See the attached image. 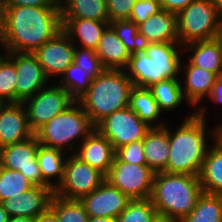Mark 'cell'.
Segmentation results:
<instances>
[{
    "label": "cell",
    "mask_w": 222,
    "mask_h": 222,
    "mask_svg": "<svg viewBox=\"0 0 222 222\" xmlns=\"http://www.w3.org/2000/svg\"><path fill=\"white\" fill-rule=\"evenodd\" d=\"M2 7L4 52L33 53L62 30L60 7Z\"/></svg>",
    "instance_id": "cell-1"
},
{
    "label": "cell",
    "mask_w": 222,
    "mask_h": 222,
    "mask_svg": "<svg viewBox=\"0 0 222 222\" xmlns=\"http://www.w3.org/2000/svg\"><path fill=\"white\" fill-rule=\"evenodd\" d=\"M173 133L169 128V159L164 172L199 176L208 145L204 106L193 110Z\"/></svg>",
    "instance_id": "cell-2"
},
{
    "label": "cell",
    "mask_w": 222,
    "mask_h": 222,
    "mask_svg": "<svg viewBox=\"0 0 222 222\" xmlns=\"http://www.w3.org/2000/svg\"><path fill=\"white\" fill-rule=\"evenodd\" d=\"M203 192L199 176L159 172L150 199L159 217L179 220L190 214Z\"/></svg>",
    "instance_id": "cell-3"
},
{
    "label": "cell",
    "mask_w": 222,
    "mask_h": 222,
    "mask_svg": "<svg viewBox=\"0 0 222 222\" xmlns=\"http://www.w3.org/2000/svg\"><path fill=\"white\" fill-rule=\"evenodd\" d=\"M132 87L125 70L105 69L77 101L96 126L106 116L129 106Z\"/></svg>",
    "instance_id": "cell-4"
},
{
    "label": "cell",
    "mask_w": 222,
    "mask_h": 222,
    "mask_svg": "<svg viewBox=\"0 0 222 222\" xmlns=\"http://www.w3.org/2000/svg\"><path fill=\"white\" fill-rule=\"evenodd\" d=\"M181 46L179 42H155L144 52L132 54L125 72L133 86L148 88L159 81L178 79Z\"/></svg>",
    "instance_id": "cell-5"
},
{
    "label": "cell",
    "mask_w": 222,
    "mask_h": 222,
    "mask_svg": "<svg viewBox=\"0 0 222 222\" xmlns=\"http://www.w3.org/2000/svg\"><path fill=\"white\" fill-rule=\"evenodd\" d=\"M95 125L78 101L40 127L34 134L40 145L59 150L74 149V140L83 141ZM72 142V143H71ZM66 147V148H65Z\"/></svg>",
    "instance_id": "cell-6"
},
{
    "label": "cell",
    "mask_w": 222,
    "mask_h": 222,
    "mask_svg": "<svg viewBox=\"0 0 222 222\" xmlns=\"http://www.w3.org/2000/svg\"><path fill=\"white\" fill-rule=\"evenodd\" d=\"M222 9L211 0H195L177 13L179 43L212 40Z\"/></svg>",
    "instance_id": "cell-7"
},
{
    "label": "cell",
    "mask_w": 222,
    "mask_h": 222,
    "mask_svg": "<svg viewBox=\"0 0 222 222\" xmlns=\"http://www.w3.org/2000/svg\"><path fill=\"white\" fill-rule=\"evenodd\" d=\"M106 176L99 170L83 162L73 152L66 157L62 182L54 189V194L64 199L79 200L98 188Z\"/></svg>",
    "instance_id": "cell-8"
},
{
    "label": "cell",
    "mask_w": 222,
    "mask_h": 222,
    "mask_svg": "<svg viewBox=\"0 0 222 222\" xmlns=\"http://www.w3.org/2000/svg\"><path fill=\"white\" fill-rule=\"evenodd\" d=\"M155 173L147 165L121 161L116 155L106 180L131 200L148 199Z\"/></svg>",
    "instance_id": "cell-9"
},
{
    "label": "cell",
    "mask_w": 222,
    "mask_h": 222,
    "mask_svg": "<svg viewBox=\"0 0 222 222\" xmlns=\"http://www.w3.org/2000/svg\"><path fill=\"white\" fill-rule=\"evenodd\" d=\"M75 100L60 85L41 89L23 102L30 129L35 133L45 123L60 114Z\"/></svg>",
    "instance_id": "cell-10"
},
{
    "label": "cell",
    "mask_w": 222,
    "mask_h": 222,
    "mask_svg": "<svg viewBox=\"0 0 222 222\" xmlns=\"http://www.w3.org/2000/svg\"><path fill=\"white\" fill-rule=\"evenodd\" d=\"M95 128L111 142L115 151L133 141L143 140L151 129L129 107L106 116Z\"/></svg>",
    "instance_id": "cell-11"
},
{
    "label": "cell",
    "mask_w": 222,
    "mask_h": 222,
    "mask_svg": "<svg viewBox=\"0 0 222 222\" xmlns=\"http://www.w3.org/2000/svg\"><path fill=\"white\" fill-rule=\"evenodd\" d=\"M39 145L34 134L27 140L0 148V166L20 171L35 186L49 187L42 179L37 161Z\"/></svg>",
    "instance_id": "cell-12"
},
{
    "label": "cell",
    "mask_w": 222,
    "mask_h": 222,
    "mask_svg": "<svg viewBox=\"0 0 222 222\" xmlns=\"http://www.w3.org/2000/svg\"><path fill=\"white\" fill-rule=\"evenodd\" d=\"M5 56L16 68V103H23L49 83V78L33 53L5 52Z\"/></svg>",
    "instance_id": "cell-13"
},
{
    "label": "cell",
    "mask_w": 222,
    "mask_h": 222,
    "mask_svg": "<svg viewBox=\"0 0 222 222\" xmlns=\"http://www.w3.org/2000/svg\"><path fill=\"white\" fill-rule=\"evenodd\" d=\"M74 53L75 45L63 30L33 52L49 79L65 72L74 62Z\"/></svg>",
    "instance_id": "cell-14"
},
{
    "label": "cell",
    "mask_w": 222,
    "mask_h": 222,
    "mask_svg": "<svg viewBox=\"0 0 222 222\" xmlns=\"http://www.w3.org/2000/svg\"><path fill=\"white\" fill-rule=\"evenodd\" d=\"M79 200L89 217H108L113 219H117L131 201L128 196L107 180Z\"/></svg>",
    "instance_id": "cell-15"
},
{
    "label": "cell",
    "mask_w": 222,
    "mask_h": 222,
    "mask_svg": "<svg viewBox=\"0 0 222 222\" xmlns=\"http://www.w3.org/2000/svg\"><path fill=\"white\" fill-rule=\"evenodd\" d=\"M34 135L23 103H0V148Z\"/></svg>",
    "instance_id": "cell-16"
},
{
    "label": "cell",
    "mask_w": 222,
    "mask_h": 222,
    "mask_svg": "<svg viewBox=\"0 0 222 222\" xmlns=\"http://www.w3.org/2000/svg\"><path fill=\"white\" fill-rule=\"evenodd\" d=\"M54 190L50 187L34 186L33 188L6 199L2 202L10 217L36 218L49 209Z\"/></svg>",
    "instance_id": "cell-17"
},
{
    "label": "cell",
    "mask_w": 222,
    "mask_h": 222,
    "mask_svg": "<svg viewBox=\"0 0 222 222\" xmlns=\"http://www.w3.org/2000/svg\"><path fill=\"white\" fill-rule=\"evenodd\" d=\"M79 145L74 154L106 176L116 153L111 142L95 128Z\"/></svg>",
    "instance_id": "cell-18"
},
{
    "label": "cell",
    "mask_w": 222,
    "mask_h": 222,
    "mask_svg": "<svg viewBox=\"0 0 222 222\" xmlns=\"http://www.w3.org/2000/svg\"><path fill=\"white\" fill-rule=\"evenodd\" d=\"M138 31L150 43L179 42L177 14L160 9L138 25Z\"/></svg>",
    "instance_id": "cell-19"
},
{
    "label": "cell",
    "mask_w": 222,
    "mask_h": 222,
    "mask_svg": "<svg viewBox=\"0 0 222 222\" xmlns=\"http://www.w3.org/2000/svg\"><path fill=\"white\" fill-rule=\"evenodd\" d=\"M62 23V30L74 45L78 43L77 39H79L82 48L93 50L97 49L103 32L109 26V21H94L84 18H62Z\"/></svg>",
    "instance_id": "cell-20"
},
{
    "label": "cell",
    "mask_w": 222,
    "mask_h": 222,
    "mask_svg": "<svg viewBox=\"0 0 222 222\" xmlns=\"http://www.w3.org/2000/svg\"><path fill=\"white\" fill-rule=\"evenodd\" d=\"M147 166L154 172H164L169 159V128H151L142 140Z\"/></svg>",
    "instance_id": "cell-21"
},
{
    "label": "cell",
    "mask_w": 222,
    "mask_h": 222,
    "mask_svg": "<svg viewBox=\"0 0 222 222\" xmlns=\"http://www.w3.org/2000/svg\"><path fill=\"white\" fill-rule=\"evenodd\" d=\"M104 69L125 70L131 54L109 25L95 50Z\"/></svg>",
    "instance_id": "cell-22"
},
{
    "label": "cell",
    "mask_w": 222,
    "mask_h": 222,
    "mask_svg": "<svg viewBox=\"0 0 222 222\" xmlns=\"http://www.w3.org/2000/svg\"><path fill=\"white\" fill-rule=\"evenodd\" d=\"M185 67V81L182 88L183 95L187 102L192 105H198L204 97L210 95L212 87L215 84L217 75L203 68L193 65L189 60Z\"/></svg>",
    "instance_id": "cell-23"
},
{
    "label": "cell",
    "mask_w": 222,
    "mask_h": 222,
    "mask_svg": "<svg viewBox=\"0 0 222 222\" xmlns=\"http://www.w3.org/2000/svg\"><path fill=\"white\" fill-rule=\"evenodd\" d=\"M203 191L208 194L222 195V142L215 140L207 150L199 174Z\"/></svg>",
    "instance_id": "cell-24"
},
{
    "label": "cell",
    "mask_w": 222,
    "mask_h": 222,
    "mask_svg": "<svg viewBox=\"0 0 222 222\" xmlns=\"http://www.w3.org/2000/svg\"><path fill=\"white\" fill-rule=\"evenodd\" d=\"M187 48L193 53L189 58L193 65L217 76L222 74V47L214 39L190 42L183 46Z\"/></svg>",
    "instance_id": "cell-25"
},
{
    "label": "cell",
    "mask_w": 222,
    "mask_h": 222,
    "mask_svg": "<svg viewBox=\"0 0 222 222\" xmlns=\"http://www.w3.org/2000/svg\"><path fill=\"white\" fill-rule=\"evenodd\" d=\"M128 107L149 127L160 128L165 126L163 123L157 124L155 122L162 112L148 88L133 86L129 95ZM153 122L155 125L152 124Z\"/></svg>",
    "instance_id": "cell-26"
},
{
    "label": "cell",
    "mask_w": 222,
    "mask_h": 222,
    "mask_svg": "<svg viewBox=\"0 0 222 222\" xmlns=\"http://www.w3.org/2000/svg\"><path fill=\"white\" fill-rule=\"evenodd\" d=\"M65 152L59 149L38 146L37 161L43 181L53 190L59 186L64 176L66 159ZM57 178L56 183L50 182L52 178ZM58 182V183H57Z\"/></svg>",
    "instance_id": "cell-27"
},
{
    "label": "cell",
    "mask_w": 222,
    "mask_h": 222,
    "mask_svg": "<svg viewBox=\"0 0 222 222\" xmlns=\"http://www.w3.org/2000/svg\"><path fill=\"white\" fill-rule=\"evenodd\" d=\"M60 11L62 18L109 21L106 0H66Z\"/></svg>",
    "instance_id": "cell-28"
},
{
    "label": "cell",
    "mask_w": 222,
    "mask_h": 222,
    "mask_svg": "<svg viewBox=\"0 0 222 222\" xmlns=\"http://www.w3.org/2000/svg\"><path fill=\"white\" fill-rule=\"evenodd\" d=\"M179 222H222V195L203 192L195 208Z\"/></svg>",
    "instance_id": "cell-29"
},
{
    "label": "cell",
    "mask_w": 222,
    "mask_h": 222,
    "mask_svg": "<svg viewBox=\"0 0 222 222\" xmlns=\"http://www.w3.org/2000/svg\"><path fill=\"white\" fill-rule=\"evenodd\" d=\"M179 79L159 81L148 87L161 112L170 111L180 106L185 99Z\"/></svg>",
    "instance_id": "cell-30"
},
{
    "label": "cell",
    "mask_w": 222,
    "mask_h": 222,
    "mask_svg": "<svg viewBox=\"0 0 222 222\" xmlns=\"http://www.w3.org/2000/svg\"><path fill=\"white\" fill-rule=\"evenodd\" d=\"M118 38L124 43L126 49L132 55L144 52L150 42L138 31V25L129 20H114L109 22Z\"/></svg>",
    "instance_id": "cell-31"
},
{
    "label": "cell",
    "mask_w": 222,
    "mask_h": 222,
    "mask_svg": "<svg viewBox=\"0 0 222 222\" xmlns=\"http://www.w3.org/2000/svg\"><path fill=\"white\" fill-rule=\"evenodd\" d=\"M49 209L55 214L58 222H87L89 215L83 204L77 199H64L53 194Z\"/></svg>",
    "instance_id": "cell-32"
},
{
    "label": "cell",
    "mask_w": 222,
    "mask_h": 222,
    "mask_svg": "<svg viewBox=\"0 0 222 222\" xmlns=\"http://www.w3.org/2000/svg\"><path fill=\"white\" fill-rule=\"evenodd\" d=\"M60 80L62 86L70 96L77 101L90 87L94 80L90 74L74 62L65 70Z\"/></svg>",
    "instance_id": "cell-33"
},
{
    "label": "cell",
    "mask_w": 222,
    "mask_h": 222,
    "mask_svg": "<svg viewBox=\"0 0 222 222\" xmlns=\"http://www.w3.org/2000/svg\"><path fill=\"white\" fill-rule=\"evenodd\" d=\"M34 186L20 171L0 166V203L24 193Z\"/></svg>",
    "instance_id": "cell-34"
},
{
    "label": "cell",
    "mask_w": 222,
    "mask_h": 222,
    "mask_svg": "<svg viewBox=\"0 0 222 222\" xmlns=\"http://www.w3.org/2000/svg\"><path fill=\"white\" fill-rule=\"evenodd\" d=\"M159 217L152 201L148 199L131 200L118 216L117 222H155Z\"/></svg>",
    "instance_id": "cell-35"
},
{
    "label": "cell",
    "mask_w": 222,
    "mask_h": 222,
    "mask_svg": "<svg viewBox=\"0 0 222 222\" xmlns=\"http://www.w3.org/2000/svg\"><path fill=\"white\" fill-rule=\"evenodd\" d=\"M16 79L14 64L0 55V103H16Z\"/></svg>",
    "instance_id": "cell-36"
},
{
    "label": "cell",
    "mask_w": 222,
    "mask_h": 222,
    "mask_svg": "<svg viewBox=\"0 0 222 222\" xmlns=\"http://www.w3.org/2000/svg\"><path fill=\"white\" fill-rule=\"evenodd\" d=\"M74 63L87 71L93 79L105 70L95 50L80 48L77 45H75Z\"/></svg>",
    "instance_id": "cell-37"
},
{
    "label": "cell",
    "mask_w": 222,
    "mask_h": 222,
    "mask_svg": "<svg viewBox=\"0 0 222 222\" xmlns=\"http://www.w3.org/2000/svg\"><path fill=\"white\" fill-rule=\"evenodd\" d=\"M115 155L123 162L147 165L142 140L133 141L118 148Z\"/></svg>",
    "instance_id": "cell-38"
},
{
    "label": "cell",
    "mask_w": 222,
    "mask_h": 222,
    "mask_svg": "<svg viewBox=\"0 0 222 222\" xmlns=\"http://www.w3.org/2000/svg\"><path fill=\"white\" fill-rule=\"evenodd\" d=\"M161 9L159 0H136L129 20L137 25L143 23L148 17L156 14Z\"/></svg>",
    "instance_id": "cell-39"
},
{
    "label": "cell",
    "mask_w": 222,
    "mask_h": 222,
    "mask_svg": "<svg viewBox=\"0 0 222 222\" xmlns=\"http://www.w3.org/2000/svg\"><path fill=\"white\" fill-rule=\"evenodd\" d=\"M109 22L129 19L136 0H106Z\"/></svg>",
    "instance_id": "cell-40"
},
{
    "label": "cell",
    "mask_w": 222,
    "mask_h": 222,
    "mask_svg": "<svg viewBox=\"0 0 222 222\" xmlns=\"http://www.w3.org/2000/svg\"><path fill=\"white\" fill-rule=\"evenodd\" d=\"M2 6L58 7L50 0H1Z\"/></svg>",
    "instance_id": "cell-41"
},
{
    "label": "cell",
    "mask_w": 222,
    "mask_h": 222,
    "mask_svg": "<svg viewBox=\"0 0 222 222\" xmlns=\"http://www.w3.org/2000/svg\"><path fill=\"white\" fill-rule=\"evenodd\" d=\"M161 9L178 13L195 0H159Z\"/></svg>",
    "instance_id": "cell-42"
},
{
    "label": "cell",
    "mask_w": 222,
    "mask_h": 222,
    "mask_svg": "<svg viewBox=\"0 0 222 222\" xmlns=\"http://www.w3.org/2000/svg\"><path fill=\"white\" fill-rule=\"evenodd\" d=\"M209 97L214 103H222V75L217 76Z\"/></svg>",
    "instance_id": "cell-43"
},
{
    "label": "cell",
    "mask_w": 222,
    "mask_h": 222,
    "mask_svg": "<svg viewBox=\"0 0 222 222\" xmlns=\"http://www.w3.org/2000/svg\"><path fill=\"white\" fill-rule=\"evenodd\" d=\"M34 222H58V219L55 214L48 209L45 213L36 217Z\"/></svg>",
    "instance_id": "cell-44"
},
{
    "label": "cell",
    "mask_w": 222,
    "mask_h": 222,
    "mask_svg": "<svg viewBox=\"0 0 222 222\" xmlns=\"http://www.w3.org/2000/svg\"><path fill=\"white\" fill-rule=\"evenodd\" d=\"M214 40L222 47V12L218 19L217 30Z\"/></svg>",
    "instance_id": "cell-45"
},
{
    "label": "cell",
    "mask_w": 222,
    "mask_h": 222,
    "mask_svg": "<svg viewBox=\"0 0 222 222\" xmlns=\"http://www.w3.org/2000/svg\"><path fill=\"white\" fill-rule=\"evenodd\" d=\"M211 136H214V141L218 140L222 142V124L217 125L213 130L208 132Z\"/></svg>",
    "instance_id": "cell-46"
},
{
    "label": "cell",
    "mask_w": 222,
    "mask_h": 222,
    "mask_svg": "<svg viewBox=\"0 0 222 222\" xmlns=\"http://www.w3.org/2000/svg\"><path fill=\"white\" fill-rule=\"evenodd\" d=\"M87 222H117V219L108 217H89Z\"/></svg>",
    "instance_id": "cell-47"
},
{
    "label": "cell",
    "mask_w": 222,
    "mask_h": 222,
    "mask_svg": "<svg viewBox=\"0 0 222 222\" xmlns=\"http://www.w3.org/2000/svg\"><path fill=\"white\" fill-rule=\"evenodd\" d=\"M10 216L5 210L2 203H0V222H9Z\"/></svg>",
    "instance_id": "cell-48"
},
{
    "label": "cell",
    "mask_w": 222,
    "mask_h": 222,
    "mask_svg": "<svg viewBox=\"0 0 222 222\" xmlns=\"http://www.w3.org/2000/svg\"><path fill=\"white\" fill-rule=\"evenodd\" d=\"M34 218L31 217H19V216H13L10 217L9 222H34Z\"/></svg>",
    "instance_id": "cell-49"
},
{
    "label": "cell",
    "mask_w": 222,
    "mask_h": 222,
    "mask_svg": "<svg viewBox=\"0 0 222 222\" xmlns=\"http://www.w3.org/2000/svg\"><path fill=\"white\" fill-rule=\"evenodd\" d=\"M2 21H3V7L0 0V43L2 42Z\"/></svg>",
    "instance_id": "cell-50"
},
{
    "label": "cell",
    "mask_w": 222,
    "mask_h": 222,
    "mask_svg": "<svg viewBox=\"0 0 222 222\" xmlns=\"http://www.w3.org/2000/svg\"><path fill=\"white\" fill-rule=\"evenodd\" d=\"M155 222H179V221L176 219H167V218L158 217Z\"/></svg>",
    "instance_id": "cell-51"
},
{
    "label": "cell",
    "mask_w": 222,
    "mask_h": 222,
    "mask_svg": "<svg viewBox=\"0 0 222 222\" xmlns=\"http://www.w3.org/2000/svg\"><path fill=\"white\" fill-rule=\"evenodd\" d=\"M53 4L57 5L60 7L66 0H50Z\"/></svg>",
    "instance_id": "cell-52"
},
{
    "label": "cell",
    "mask_w": 222,
    "mask_h": 222,
    "mask_svg": "<svg viewBox=\"0 0 222 222\" xmlns=\"http://www.w3.org/2000/svg\"><path fill=\"white\" fill-rule=\"evenodd\" d=\"M211 1L216 3L222 9V0H211Z\"/></svg>",
    "instance_id": "cell-53"
}]
</instances>
